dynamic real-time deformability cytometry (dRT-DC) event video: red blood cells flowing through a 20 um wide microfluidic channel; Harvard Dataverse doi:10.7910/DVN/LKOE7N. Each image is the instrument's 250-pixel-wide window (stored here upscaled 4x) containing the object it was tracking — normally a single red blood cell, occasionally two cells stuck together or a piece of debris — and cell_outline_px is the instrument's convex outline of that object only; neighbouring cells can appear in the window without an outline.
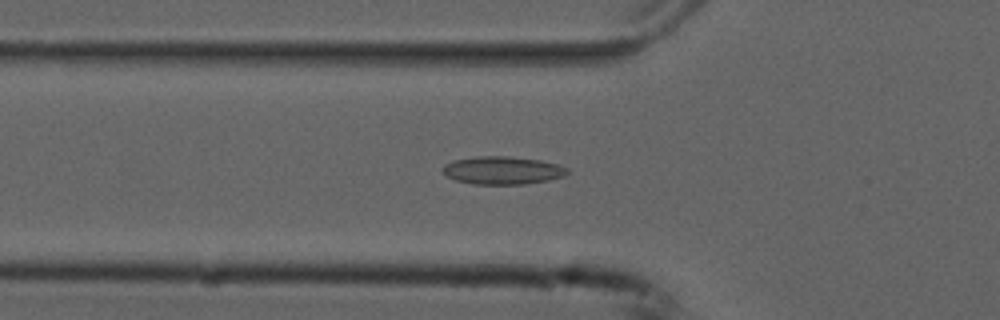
{"species": "common noctule bat (a hibernating species)", "species_latin": "Nyctalus noctula", "temperature_condition": "cold", "stored_images_in_passage": 54, "camera_frame_rate_fps": 3000, "um_per_image_px": 0.085, "animal": {"sex": "male", "forearm_length_mm": 52.5}, "frame": {"image": 1, "passage_image": 18, "time_ms": 5.667, "image_size_px": [1000, 320], "cell_outline_px": [[568, 172], [564, 176], [548, 180], [524, 184], [472, 184], [456, 180], [448, 176], [440, 168], [444, 164], [456, 160], [476, 156], [504, 156], [540, 160], [556, 164], [568, 168]], "centroid_in_image_um": [42.7, 14.48], "position_along_channel_um": 83.1, "area_um2": 20.11}}
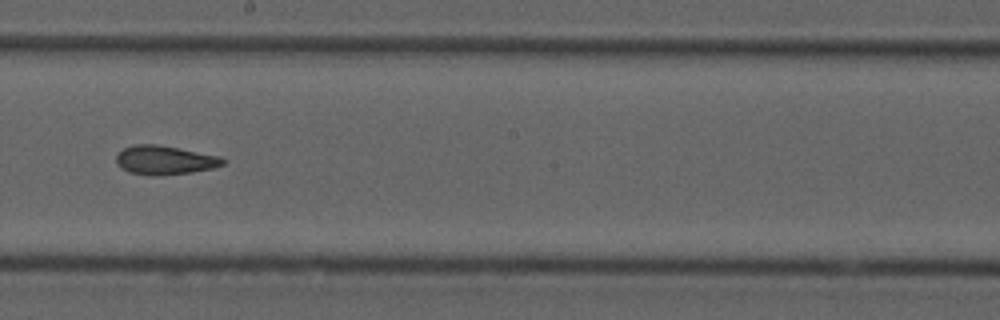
{"frame": {"image": 2, "passage_image": 30, "time_ms": 9.667, "image_size_px": [1000, 320], "cell_outline_px": [[228, 160], [224, 164], [212, 168], [192, 172], [128, 172], [120, 168], [116, 164], [116, 156], [124, 148], [132, 144], [156, 144], [220, 156]], "centroid_in_image_um": [14.02, 13.55], "position_along_channel_um": 234.2, "area_um2": 17.11}}
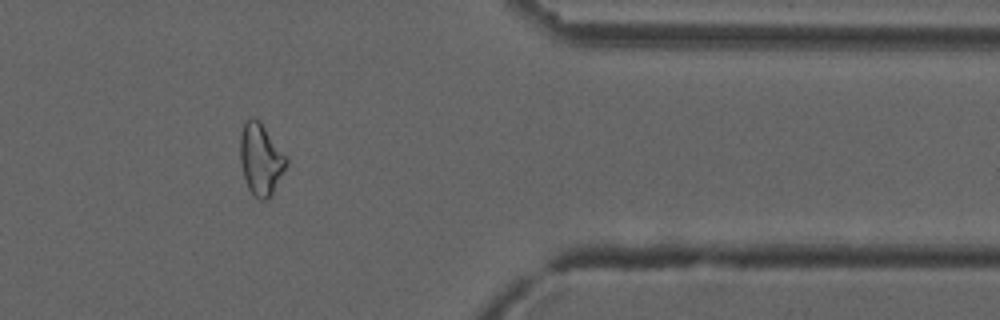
{"frame": {"image": 3, "passage_image": 44, "time_ms": 14.333, "image_size_px": [1000, 320], "cell_outline_px": [[288, 164], [272, 196], [268, 200], [260, 200], [248, 188], [244, 176], [240, 160], [240, 132], [244, 120], [252, 116], [260, 120], [288, 160]], "centroid_in_image_um": [22.16, 13.52], "position_along_channel_um": 389.2, "area_um2": 19.42}, "authors_computed_cell_mechanics": {"area_um2": 19.2185, "velocity_mm_per_s": 3.7697, "shape_relaxation_time_tau1_ms": null, "shape_relaxation_time_tau2_ms": 2.6131, "deformation_change_tau1": null, "deformation_change_tau2": 0.0917}}